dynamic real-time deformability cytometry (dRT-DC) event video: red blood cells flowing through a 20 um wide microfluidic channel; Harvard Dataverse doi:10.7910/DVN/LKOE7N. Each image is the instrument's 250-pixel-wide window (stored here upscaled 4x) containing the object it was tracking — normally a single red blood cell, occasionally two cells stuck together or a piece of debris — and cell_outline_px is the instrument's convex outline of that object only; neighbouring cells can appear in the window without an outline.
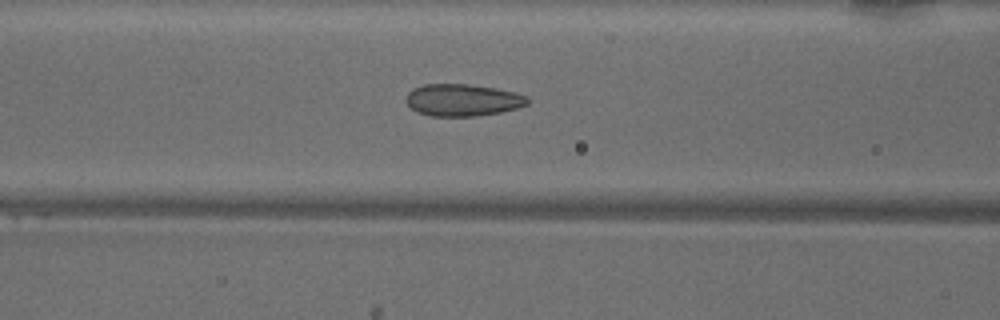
{"species": "common noctule bat (a hibernating species)", "species_latin": "Nyctalus noctula", "temperature_condition": "warm", "stored_images_in_passage": 22, "camera_frame_rate_fps": 3000, "um_per_image_px": 0.085, "animal": {"sex": "male", "body_mass_g": 18.8}, "frame": {"image": 1, "passage_image": 7, "time_ms": 2.0, "image_size_px": [1000, 320], "cell_outline_px": [[528, 104], [516, 108], [500, 112], [476, 116], [432, 116], [416, 112], [404, 100], [408, 92], [412, 88], [424, 84], [468, 84], [496, 88], [516, 92], [528, 96]], "centroid_in_image_um": [39.31, 8.5], "position_along_channel_um": 127.3, "area_um2": 22.83}}
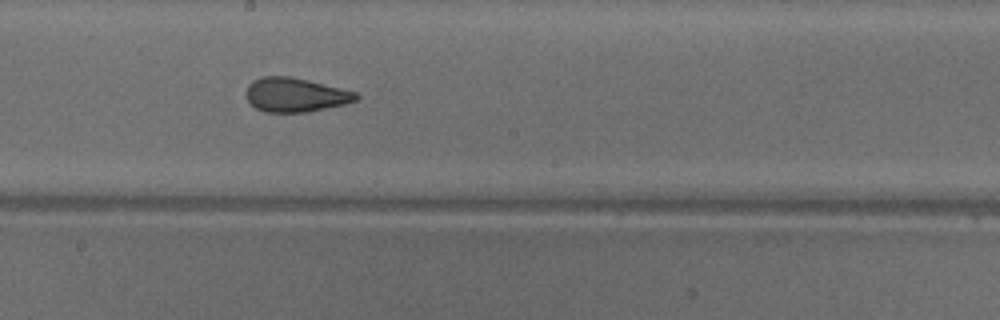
{"frame": {"image": 2, "passage_image": 14, "time_ms": 4.333, "image_size_px": [1000, 320], "cell_outline_px": [[360, 96], [356, 100], [344, 104], [308, 112], [264, 112], [256, 108], [248, 100], [244, 92], [248, 84], [252, 80], [264, 76], [288, 76], [308, 80], [356, 92]], "centroid_in_image_um": [25.07, 8.06], "position_along_channel_um": 223.1, "area_um2": 21.85}}
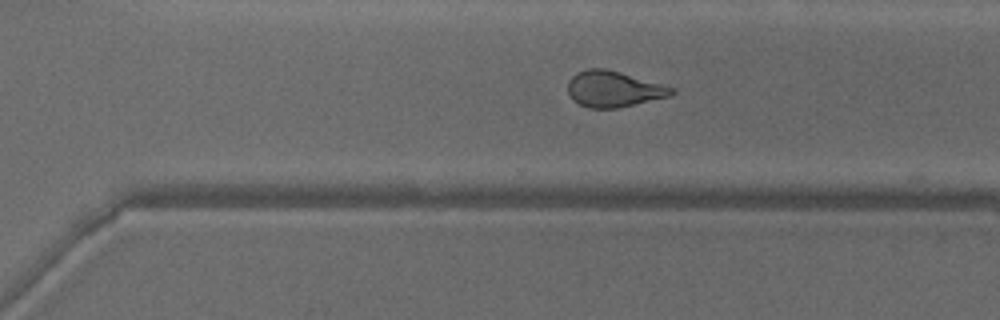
{"frame": {"image": 3, "passage_image": 21, "time_ms": 6.667, "image_size_px": [1000, 320], "cell_outline_px": [[676, 92], [668, 96], [620, 108], [588, 108], [572, 100], [568, 92], [568, 80], [576, 72], [588, 68], [604, 68], [620, 72], [676, 88]], "centroid_in_image_um": [52.14, 7.57], "position_along_channel_um": 318.5, "area_um2": 21.79}}